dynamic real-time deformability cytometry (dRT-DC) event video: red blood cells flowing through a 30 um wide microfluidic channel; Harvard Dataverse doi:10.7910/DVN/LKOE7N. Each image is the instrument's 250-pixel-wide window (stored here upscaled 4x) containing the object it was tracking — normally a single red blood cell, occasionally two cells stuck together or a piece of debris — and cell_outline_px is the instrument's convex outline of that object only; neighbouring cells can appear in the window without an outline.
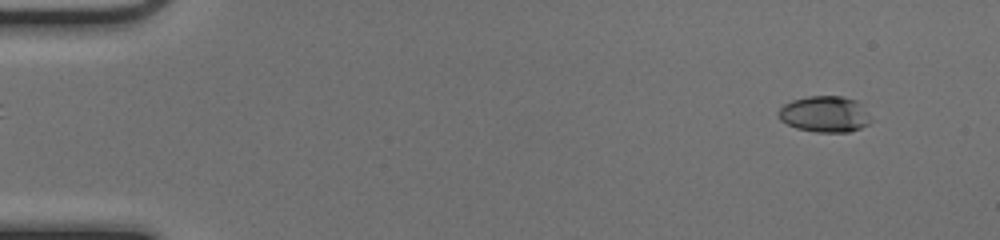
{"species": "common noctule bat (a hibernating species)", "species_latin": "Nyctalus noctula", "temperature_condition": "cold", "stored_images_in_passage": 52, "camera_frame_rate_fps": 3000, "um_per_image_px": 0.085, "animal": {"sex": "female", "body_mass_g": 17.0, "forearm_length_mm": 48.0}, "frame": {"image": 1, "passage_image": 5, "time_ms": 1.333, "image_size_px": [1000, 240], "cell_outline_px": [[872, 120], [868, 124], [860, 128], [848, 132], [816, 132], [796, 128], [780, 120], [780, 108], [784, 104], [792, 100], [808, 96], [844, 96], [856, 100], [860, 104]], "centroid_in_image_um": [70.11, 9.7], "position_along_channel_um": 14.9, "area_um2": 19.31}}
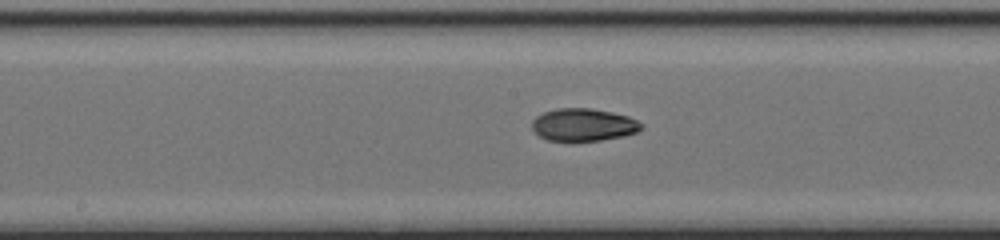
{"frame": {"image": 2, "passage_image": 28, "time_ms": 9.0, "image_size_px": [1000, 240], "cell_outline_px": [[644, 128], [636, 132], [624, 136], [600, 140], [548, 140], [540, 136], [532, 128], [532, 120], [536, 116], [544, 112], [556, 108], [592, 108], [612, 112], [628, 116], [644, 124]], "centroid_in_image_um": [49.62, 10.59], "position_along_channel_um": 198.6, "area_um2": 20.69}}
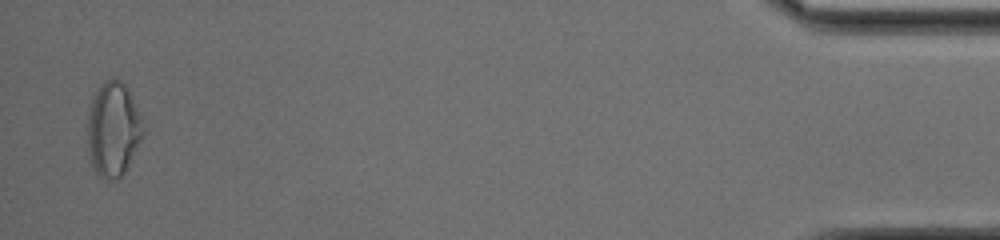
{"frame": {"image": 3, "passage_image": 51, "time_ms": 16.667, "image_size_px": [1000, 240], "cell_outline_px": [[144, 136], [124, 172], [116, 180], [104, 180], [96, 172], [92, 164], [88, 152], [88, 104], [92, 96], [100, 84], [104, 80], [120, 80], [128, 88], [140, 116], [144, 132]], "centroid_in_image_um": [9.6, 10.98], "position_along_channel_um": 425.6, "area_um2": 30.63}, "authors_computed_cell_mechanics": {"area_um2": 20.8947, "velocity_mm_per_s": 4.0802, "shape_relaxation_time_tau1_ms": 7.8304, "shape_relaxation_time_tau2_ms": 3.3271, "deformation_change_tau1": 0.2291, "deformation_change_tau2": 0.0671}}